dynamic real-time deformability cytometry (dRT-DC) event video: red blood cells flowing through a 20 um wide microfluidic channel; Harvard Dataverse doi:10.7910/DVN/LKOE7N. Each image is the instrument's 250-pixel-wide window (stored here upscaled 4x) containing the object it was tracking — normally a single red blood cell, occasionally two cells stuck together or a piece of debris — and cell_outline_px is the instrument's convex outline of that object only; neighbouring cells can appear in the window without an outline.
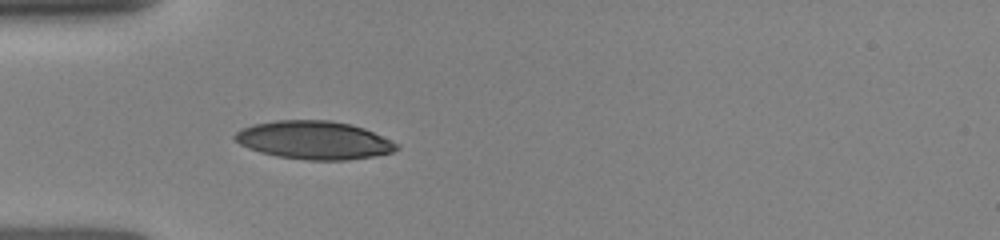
{"species": "human", "species_latin": "Homo sapiens", "temperature_condition": "room temperature", "stored_images_in_passage": 6, "camera_frame_rate_fps": 3000, "um_per_image_px": 0.085, "donor": {"sex": "female"}, "frame": {"image": 1, "passage_image": 1, "time_ms": 0.0, "image_size_px": [1000, 240], "cell_outline_px": [[400, 148], [392, 152], [372, 156], [348, 160], [308, 160], [276, 156], [260, 152], [248, 148], [240, 144], [232, 136], [240, 128], [252, 124], [276, 120], [328, 120], [352, 124], [364, 128], [400, 144]], "centroid_in_image_um": [26.68, 11.91], "position_along_channel_um": 58.3, "area_um2": 36.18}}
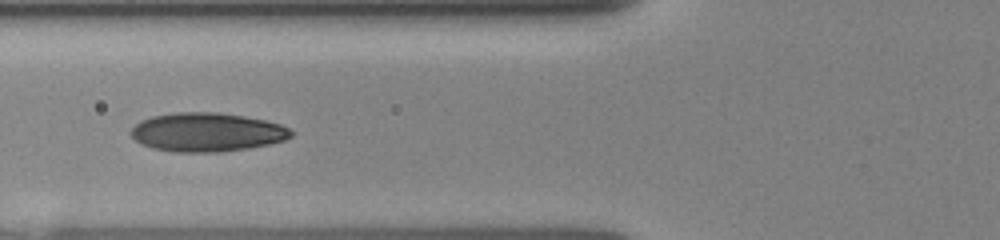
{"frame": {"image": 2, "passage_image": 3, "time_ms": 1.333, "image_size_px": [1000, 240], "cell_outline_px": [[292, 136], [284, 140], [268, 144], [248, 148], [220, 152], [172, 152], [152, 148], [140, 144], [128, 132], [140, 120], [152, 116], [176, 112], [216, 112], [244, 116], [264, 120], [280, 124], [288, 128], [292, 132]], "centroid_in_image_um": [17.54, 11.24], "position_along_channel_um": 108.3, "area_um2": 36.3}}
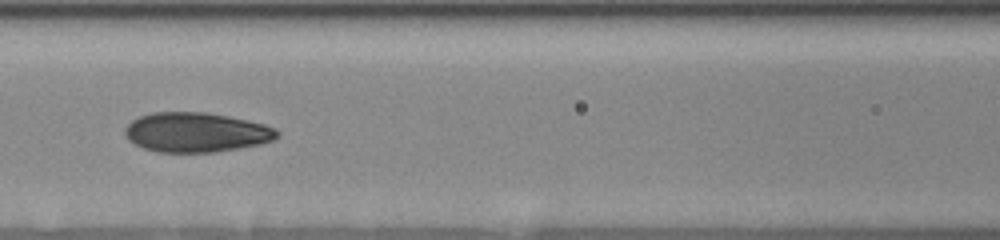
{"frame": {"image": 3, "passage_image": 5, "time_ms": 2.333, "image_size_px": [1000, 240], "cell_outline_px": [[280, 136], [272, 140], [260, 144], [240, 148], [216, 152], [160, 152], [144, 148], [128, 140], [124, 136], [124, 128], [132, 120], [140, 116], [152, 112], [208, 112], [248, 120], [264, 124], [276, 128], [280, 132]], "centroid_in_image_um": [16.68, 11.24], "position_along_channel_um": 149.9, "area_um2": 35.37}}